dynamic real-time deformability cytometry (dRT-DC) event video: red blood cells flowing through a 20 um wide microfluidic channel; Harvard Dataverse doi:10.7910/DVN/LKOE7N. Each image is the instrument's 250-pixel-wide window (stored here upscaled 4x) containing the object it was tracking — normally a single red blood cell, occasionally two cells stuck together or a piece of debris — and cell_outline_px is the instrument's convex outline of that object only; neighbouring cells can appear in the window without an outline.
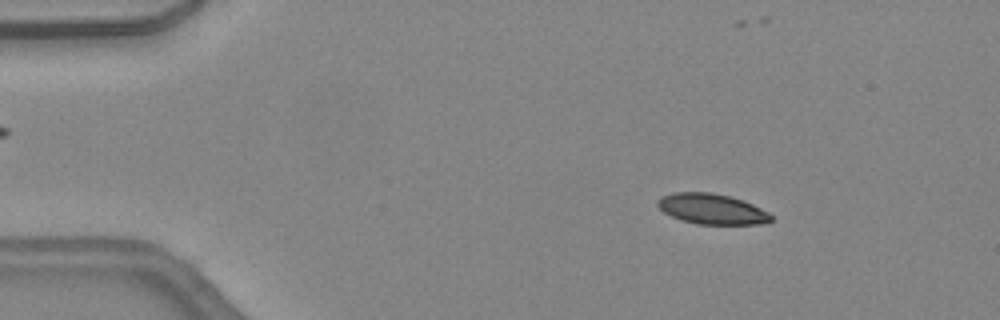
{"species": "common noctule bat (a hibernating species)", "species_latin": "Nyctalus noctula", "temperature_condition": "warm", "stored_images_in_passage": 44, "camera_frame_rate_fps": 3000, "um_per_image_px": 0.085, "animal": {"sex": "female", "body_mass_g": 24.6, "forearm_length_mm": 56.2}, "frame": {"image": 1, "passage_image": 4, "time_ms": 1.0, "image_size_px": [1000, 320], "cell_outline_px": [[772, 220], [764, 224], [696, 224], [680, 220], [664, 212], [656, 204], [656, 200], [660, 196], [672, 192], [712, 192], [728, 196], [752, 204], [768, 212], [772, 216]], "centroid_in_image_um": [60.46, 17.76], "position_along_channel_um": 24.5, "area_um2": 20.17}}
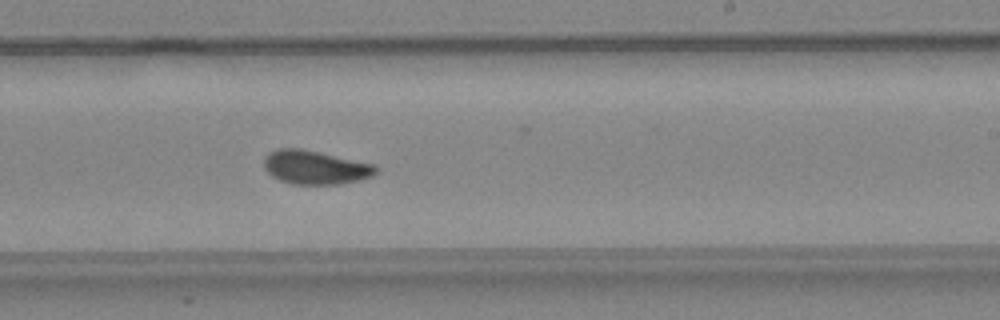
{"frame": {"image": 2, "passage_image": 25, "time_ms": 8.0, "image_size_px": [1000, 320], "cell_outline_px": [[376, 172], [372, 176], [360, 180], [340, 184], [292, 184], [280, 180], [272, 176], [264, 168], [264, 156], [268, 152], [276, 148], [300, 148], [376, 164]], "centroid_in_image_um": [26.77, 14.22], "position_along_channel_um": 262.2, "area_um2": 22.14}}
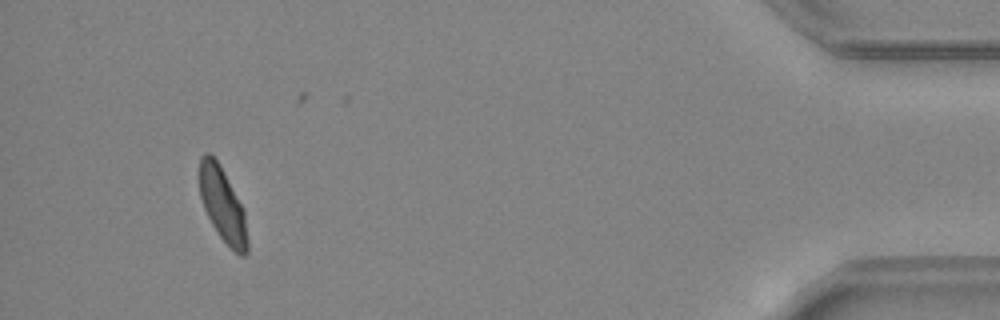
{"frame": {"image": 3, "passage_image": 40, "time_ms": 13.0, "image_size_px": [1000, 320], "cell_outline_px": [[248, 252], [244, 256], [240, 256], [216, 232], [204, 208], [200, 196], [200, 156], [204, 152], [208, 152], [220, 164], [244, 212], [248, 240]], "centroid_in_image_um": [18.92, 17.41], "position_along_channel_um": 416.3, "area_um2": 20.29}, "authors_computed_cell_mechanics": {"area_um2": 21.386, "velocity_mm_per_s": 4.5106, "shape_relaxation_time_tau1_ms": 3.9363, "shape_relaxation_time_tau2_ms": 1.395, "deformation_change_tau1": 0.1288, "deformation_change_tau2": 0.053}}